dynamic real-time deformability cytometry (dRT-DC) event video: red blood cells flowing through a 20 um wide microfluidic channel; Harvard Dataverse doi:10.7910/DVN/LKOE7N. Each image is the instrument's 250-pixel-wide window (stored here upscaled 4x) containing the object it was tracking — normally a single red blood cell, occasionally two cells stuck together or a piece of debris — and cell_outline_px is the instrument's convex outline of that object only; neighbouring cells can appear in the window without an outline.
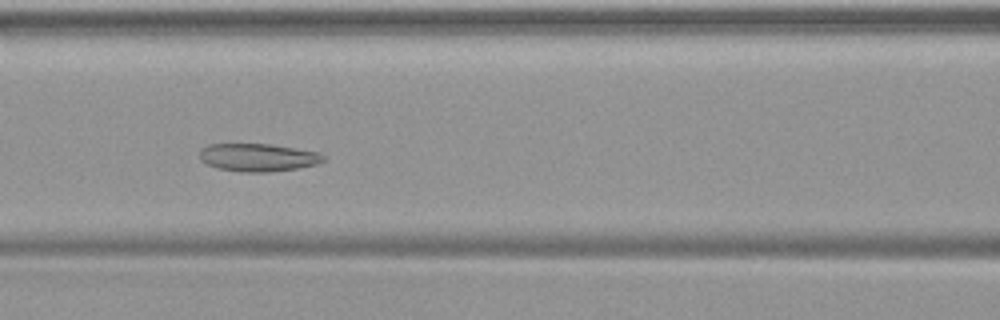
{"species": "common noctule bat (a hibernating species)", "species_latin": "Nyctalus noctula", "temperature_condition": "warm", "stored_images_in_passage": 22, "camera_frame_rate_fps": 3000, "um_per_image_px": 0.085, "animal": {"sex": "female", "body_mass_g": 19.9}, "frame": {"image": 1, "passage_image": 22, "time_ms": 7.0, "image_size_px": [1000, 320], "cell_outline_px": [[324, 160], [316, 164], [296, 168], [268, 172], [244, 172], [216, 168], [200, 160], [200, 148], [208, 144], [272, 144], [320, 152], [324, 156]], "centroid_in_image_um": [21.91, 13.37], "position_along_channel_um": 144.7, "area_um2": 20.11}}